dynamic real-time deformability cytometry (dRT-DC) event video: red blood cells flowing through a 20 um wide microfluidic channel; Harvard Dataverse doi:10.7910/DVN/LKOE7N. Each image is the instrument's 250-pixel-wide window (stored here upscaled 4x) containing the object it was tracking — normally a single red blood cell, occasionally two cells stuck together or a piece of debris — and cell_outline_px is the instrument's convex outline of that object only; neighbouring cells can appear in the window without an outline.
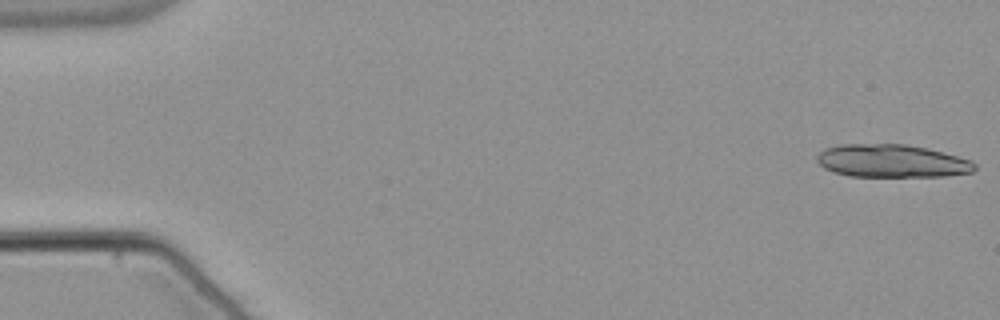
{"species": "common noctule bat (a hibernating species)", "species_latin": "Nyctalus noctula", "temperature_condition": "warm", "stored_images_in_passage": 20, "camera_frame_rate_fps": 3000, "um_per_image_px": 0.085, "animal": {"sex": "male", "body_mass_g": 21.5, "forearm_length_mm": 52.0}, "frame": {"image": 1, "passage_image": 1, "time_ms": 0.0, "image_size_px": [1000, 320], "cell_outline_px": [[976, 168], [972, 172], [944, 176], [848, 176], [832, 172], [824, 168], [816, 160], [816, 156], [824, 148], [840, 144], [904, 144], [928, 148], [972, 160], [976, 164]], "centroid_in_image_um": [75.79, 13.68], "position_along_channel_um": 9.2, "area_um2": 30.4}}
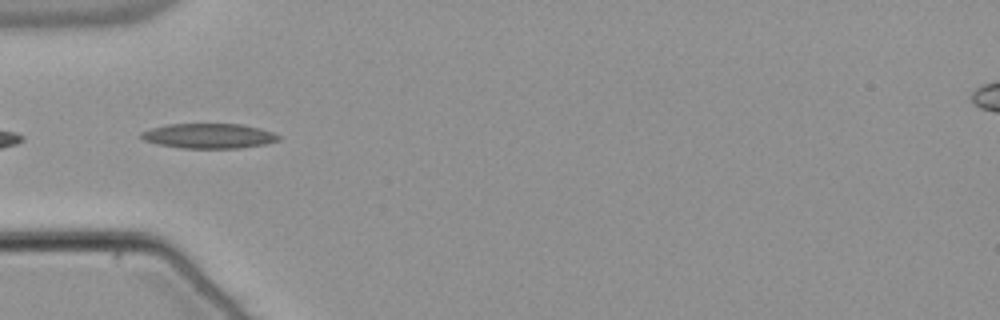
{"frame": {"image": 2, "passage_image": 18, "time_ms": 5.667, "image_size_px": [1000, 320], "cell_outline_px": [[280, 140], [264, 144], [240, 148], [180, 148], [156, 144], [144, 140], [140, 136], [140, 132], [152, 128], [168, 124], [240, 124], [260, 128], [272, 132], [280, 136]], "centroid_in_image_um": [17.74, 11.55], "position_along_channel_um": 67.3, "area_um2": 19.94}}